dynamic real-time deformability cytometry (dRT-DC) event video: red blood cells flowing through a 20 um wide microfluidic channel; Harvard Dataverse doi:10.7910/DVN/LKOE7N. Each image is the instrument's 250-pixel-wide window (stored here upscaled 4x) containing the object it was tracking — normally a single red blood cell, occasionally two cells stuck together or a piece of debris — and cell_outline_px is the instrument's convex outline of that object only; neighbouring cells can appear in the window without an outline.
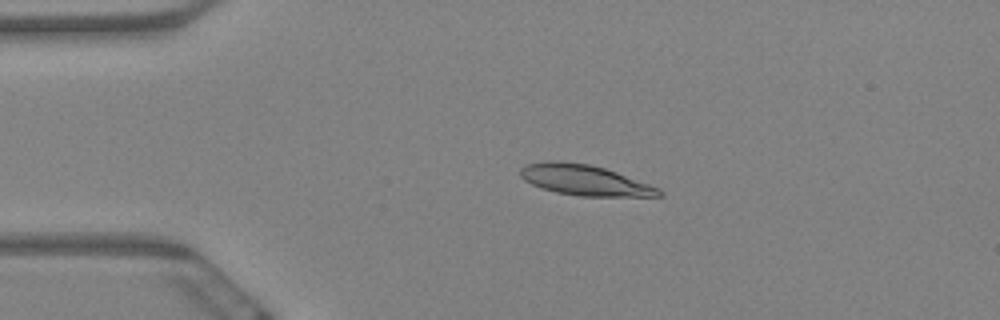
{"species": "Egyptian fruit bat (a non-hibernating species)", "species_latin": "Rousettus aegyptiacus", "temperature_condition": "warm", "stored_images_in_passage": 6, "camera_frame_rate_fps": 3000, "um_per_image_px": 0.085, "animal": {"sex": "female"}, "frame": {"image": 1, "passage_image": 4, "time_ms": 1.0, "image_size_px": [1000, 320], "cell_outline_px": [[664, 196], [580, 196], [556, 192], [540, 188], [524, 180], [520, 176], [520, 168], [524, 164], [548, 160], [556, 160], [588, 164], [604, 168], [616, 172], [660, 188], [664, 192]], "centroid_in_image_um": [49.67, 15.3], "position_along_channel_um": 35.3, "area_um2": 24.74}}
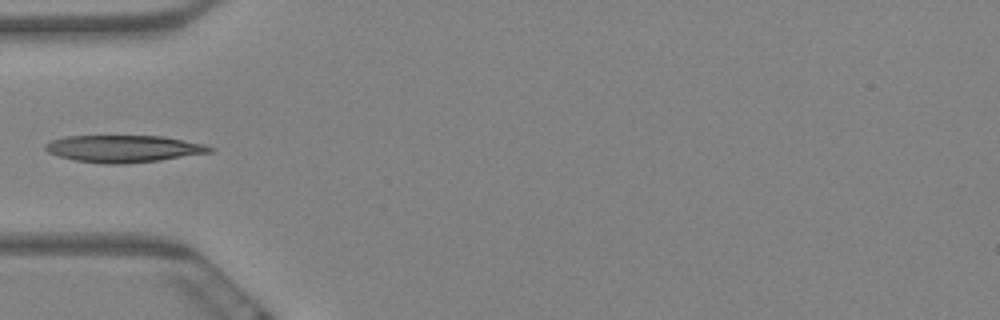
{"frame": {"image": 2, "passage_image": 6, "time_ms": 1.667, "image_size_px": [1000, 320], "cell_outline_px": [[212, 152], [160, 160], [124, 164], [108, 164], [72, 160], [56, 156], [48, 152], [44, 148], [44, 144], [52, 140], [68, 136], [164, 136], [204, 144], [212, 148]], "centroid_in_image_um": [10.46, 12.64], "position_along_channel_um": 74.5, "area_um2": 25.95}}